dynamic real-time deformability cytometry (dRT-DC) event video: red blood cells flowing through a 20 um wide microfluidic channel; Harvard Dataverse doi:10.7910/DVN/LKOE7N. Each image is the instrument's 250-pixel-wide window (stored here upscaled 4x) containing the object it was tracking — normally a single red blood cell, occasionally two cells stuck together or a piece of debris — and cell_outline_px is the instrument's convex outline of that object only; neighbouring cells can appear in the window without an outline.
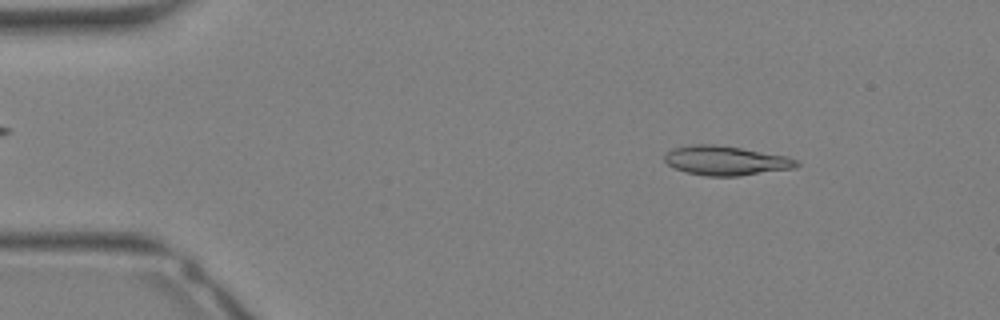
{"species": "Egyptian fruit bat (a non-hibernating species)", "species_latin": "Rousettus aegyptiacus", "temperature_condition": "warm", "stored_images_in_passage": 29, "camera_frame_rate_fps": 3000, "um_per_image_px": 0.085, "animal": {"sex": "female"}, "frame": {"image": 1, "passage_image": 1, "time_ms": 0.0, "image_size_px": [1000, 320], "cell_outline_px": [[800, 164], [796, 168], [740, 176], [704, 176], [688, 172], [676, 168], [668, 164], [664, 160], [664, 156], [672, 148], [688, 144], [712, 144], [740, 148], [788, 156], [796, 160]], "centroid_in_image_um": [61.71, 13.65], "position_along_channel_um": 23.3, "area_um2": 22.6}}
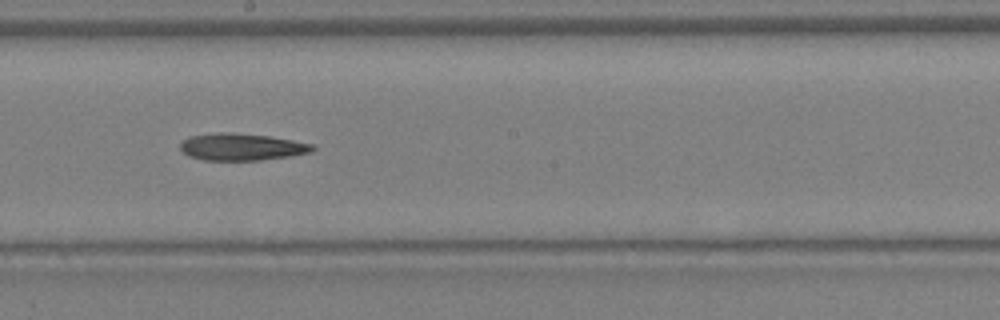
{"frame": {"image": 2, "passage_image": 15, "time_ms": 4.667, "image_size_px": [1000, 320], "cell_outline_px": [[316, 148], [312, 152], [292, 156], [260, 160], [204, 160], [188, 156], [180, 148], [180, 144], [188, 136], [216, 132], [232, 132], [268, 136], [316, 144]], "centroid_in_image_um": [20.57, 12.48], "position_along_channel_um": 227.6, "area_um2": 21.04}}
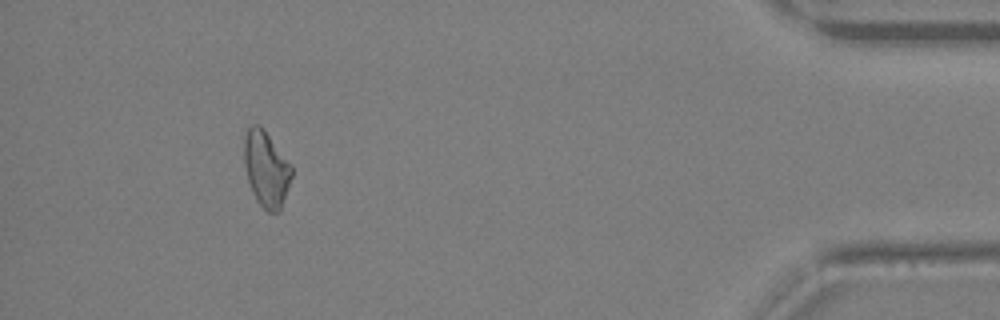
{"frame": {"image": 3, "passage_image": 27, "time_ms": 8.667, "image_size_px": [1000, 320], "cell_outline_px": [[292, 176], [280, 212], [268, 212], [256, 200], [252, 192], [248, 180], [244, 164], [244, 136], [248, 128], [252, 124], [260, 124], [292, 164]], "centroid_in_image_um": [22.63, 14.34], "position_along_channel_um": 412.6, "area_um2": 21.15}}